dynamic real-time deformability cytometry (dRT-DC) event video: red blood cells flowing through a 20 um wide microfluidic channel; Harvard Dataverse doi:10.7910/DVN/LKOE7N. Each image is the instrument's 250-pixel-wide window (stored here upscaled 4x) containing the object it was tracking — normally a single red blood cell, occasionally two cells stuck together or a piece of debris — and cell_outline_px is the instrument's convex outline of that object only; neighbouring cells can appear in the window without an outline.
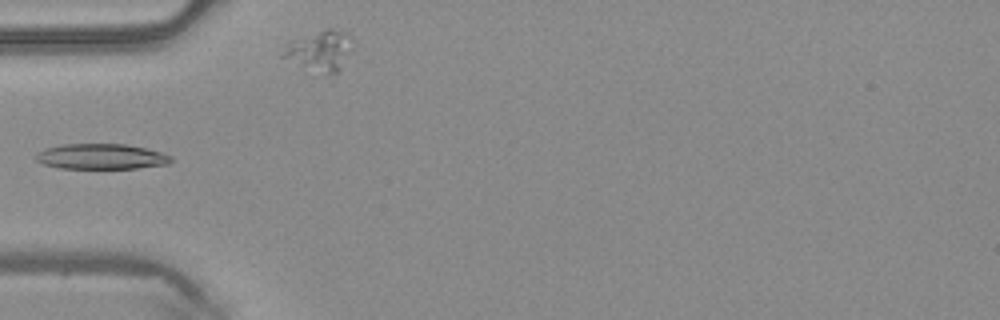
{"species": "common noctule bat (a hibernating species)", "species_latin": "Nyctalus noctula", "temperature_condition": "warm", "stored_images_in_passage": 4, "camera_frame_rate_fps": 3000, "um_per_image_px": 0.085, "animal": {"sex": "male", "body_mass_g": 20.4}, "frame": {"image": 1, "passage_image": 4, "time_ms": 1.0, "image_size_px": [1000, 320], "cell_outline_px": [[172, 160], [168, 164], [136, 168], [60, 168], [44, 164], [36, 160], [36, 152], [44, 148], [64, 144], [124, 144], [144, 148], [160, 152], [172, 156]], "centroid_in_image_um": [8.58, 13.3], "position_along_channel_um": 76.4, "area_um2": 19.88}}